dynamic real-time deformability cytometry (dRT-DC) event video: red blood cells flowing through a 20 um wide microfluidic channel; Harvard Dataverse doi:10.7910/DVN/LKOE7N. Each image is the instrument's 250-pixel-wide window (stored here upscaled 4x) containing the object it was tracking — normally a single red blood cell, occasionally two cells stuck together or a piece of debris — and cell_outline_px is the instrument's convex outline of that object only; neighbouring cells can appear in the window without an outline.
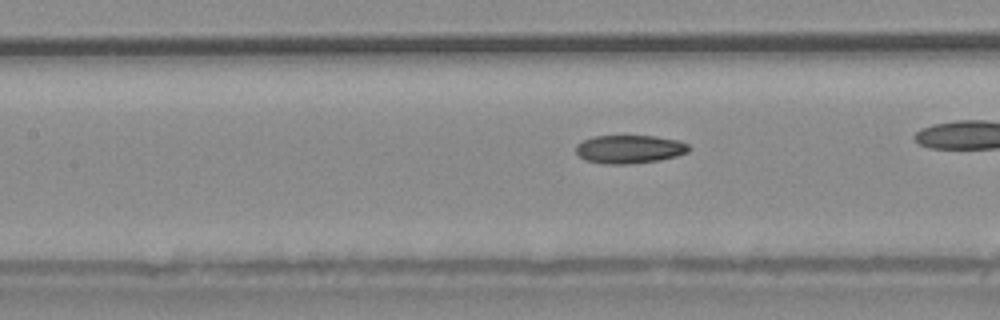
{"species": "common noctule bat (a hibernating species)", "species_latin": "Nyctalus noctula", "temperature_condition": "warm", "stored_images_in_passage": 43, "camera_frame_rate_fps": 3000, "um_per_image_px": 0.085, "animal": {"sex": "male", "body_mass_g": 20.4}, "frame": {"image": 1, "passage_image": 25, "time_ms": 8.0, "image_size_px": [1000, 320], "cell_outline_px": [[688, 152], [676, 156], [660, 160], [632, 164], [604, 164], [584, 160], [576, 152], [576, 144], [592, 136], [656, 136], [676, 140], [688, 144]], "centroid_in_image_um": [53.47, 12.69], "position_along_channel_um": 153.9, "area_um2": 18.67}}